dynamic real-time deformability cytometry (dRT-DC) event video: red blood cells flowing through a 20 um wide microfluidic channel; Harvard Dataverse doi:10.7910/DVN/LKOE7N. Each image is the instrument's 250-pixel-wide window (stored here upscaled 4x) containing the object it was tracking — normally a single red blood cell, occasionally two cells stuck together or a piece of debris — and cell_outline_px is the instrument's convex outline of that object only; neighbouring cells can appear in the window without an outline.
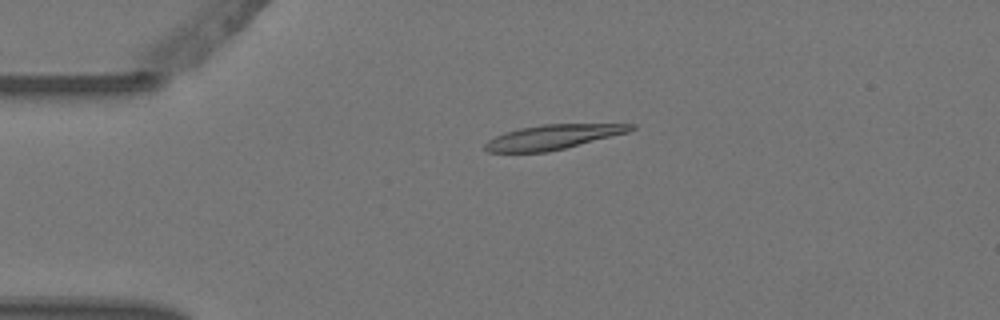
{"species": "Egyptian fruit bat (a non-hibernating species)", "species_latin": "Rousettus aegyptiacus", "temperature_condition": "warm", "stored_images_in_passage": 4, "camera_frame_rate_fps": 3000, "um_per_image_px": 0.085, "animal": {"sex": "female"}, "frame": {"image": 1, "passage_image": 3, "time_ms": 0.667, "image_size_px": [1000, 320], "cell_outline_px": [[636, 128], [628, 132], [548, 152], [488, 152], [484, 148], [484, 144], [488, 140], [504, 132], [520, 128], [540, 124], [636, 124]], "centroid_in_image_um": [46.97, 11.64], "position_along_channel_um": 38.0, "area_um2": 20.75}}